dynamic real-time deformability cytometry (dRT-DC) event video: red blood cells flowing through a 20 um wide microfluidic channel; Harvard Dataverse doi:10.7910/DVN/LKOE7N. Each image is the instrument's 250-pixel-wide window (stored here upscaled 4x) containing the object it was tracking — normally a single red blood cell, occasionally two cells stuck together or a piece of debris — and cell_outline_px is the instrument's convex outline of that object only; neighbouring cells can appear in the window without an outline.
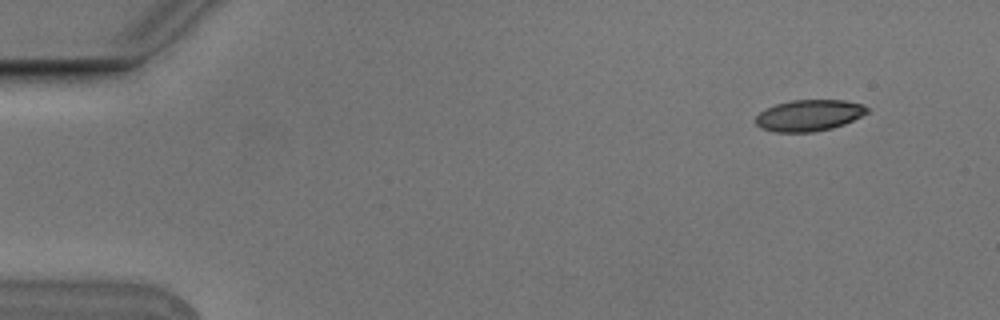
{"species": "Egyptian fruit bat (a non-hibernating species)", "species_latin": "Rousettus aegyptiacus", "temperature_condition": "cold", "stored_images_in_passage": 5, "camera_frame_rate_fps": 3000, "um_per_image_px": 0.085, "animal": {"sex": "male"}, "frame": {"image": 1, "passage_image": 2, "time_ms": 0.333, "image_size_px": [1000, 320], "cell_outline_px": [[868, 112], [844, 124], [832, 128], [812, 132], [776, 132], [760, 128], [756, 124], [756, 116], [760, 112], [776, 104], [792, 100], [844, 100], [860, 104], [868, 108]], "centroid_in_image_um": [68.74, 9.81], "position_along_channel_um": 16.3, "area_um2": 20.11}}